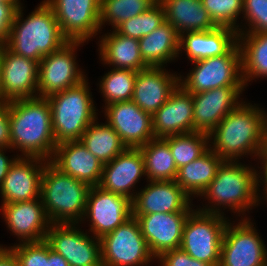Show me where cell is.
Listing matches in <instances>:
<instances>
[{
    "label": "cell",
    "instance_id": "cell-1",
    "mask_svg": "<svg viewBox=\"0 0 267 266\" xmlns=\"http://www.w3.org/2000/svg\"><path fill=\"white\" fill-rule=\"evenodd\" d=\"M244 103L241 101L209 134V140H213L210 149L223 161H238L246 154L261 160L267 113L255 105Z\"/></svg>",
    "mask_w": 267,
    "mask_h": 266
},
{
    "label": "cell",
    "instance_id": "cell-2",
    "mask_svg": "<svg viewBox=\"0 0 267 266\" xmlns=\"http://www.w3.org/2000/svg\"><path fill=\"white\" fill-rule=\"evenodd\" d=\"M11 149L22 157L50 161L56 145L52 129V111L47 98L35 97L10 101Z\"/></svg>",
    "mask_w": 267,
    "mask_h": 266
},
{
    "label": "cell",
    "instance_id": "cell-3",
    "mask_svg": "<svg viewBox=\"0 0 267 266\" xmlns=\"http://www.w3.org/2000/svg\"><path fill=\"white\" fill-rule=\"evenodd\" d=\"M22 9L21 5L17 9L5 45L12 52L39 63L44 56L57 51L68 40L62 35L55 14L45 1L26 19H23Z\"/></svg>",
    "mask_w": 267,
    "mask_h": 266
},
{
    "label": "cell",
    "instance_id": "cell-4",
    "mask_svg": "<svg viewBox=\"0 0 267 266\" xmlns=\"http://www.w3.org/2000/svg\"><path fill=\"white\" fill-rule=\"evenodd\" d=\"M239 161H223L219 166L215 178L210 182L200 196L206 197L213 204L205 208H198L202 212L224 214L220 206L229 207L234 213H245L250 207L258 205L260 172L237 163ZM258 173V174H257ZM211 201V202H210ZM217 205V207L215 206ZM219 206V207H218ZM227 206V207H226ZM236 212H235V211ZM221 212V213H220Z\"/></svg>",
    "mask_w": 267,
    "mask_h": 266
},
{
    "label": "cell",
    "instance_id": "cell-5",
    "mask_svg": "<svg viewBox=\"0 0 267 266\" xmlns=\"http://www.w3.org/2000/svg\"><path fill=\"white\" fill-rule=\"evenodd\" d=\"M90 188L45 161L40 197L51 224H79L84 218Z\"/></svg>",
    "mask_w": 267,
    "mask_h": 266
},
{
    "label": "cell",
    "instance_id": "cell-6",
    "mask_svg": "<svg viewBox=\"0 0 267 266\" xmlns=\"http://www.w3.org/2000/svg\"><path fill=\"white\" fill-rule=\"evenodd\" d=\"M87 81L47 97L56 145L79 141L89 125L98 119Z\"/></svg>",
    "mask_w": 267,
    "mask_h": 266
},
{
    "label": "cell",
    "instance_id": "cell-7",
    "mask_svg": "<svg viewBox=\"0 0 267 266\" xmlns=\"http://www.w3.org/2000/svg\"><path fill=\"white\" fill-rule=\"evenodd\" d=\"M226 219L193 209L185 220L180 248L196 260L219 266Z\"/></svg>",
    "mask_w": 267,
    "mask_h": 266
},
{
    "label": "cell",
    "instance_id": "cell-8",
    "mask_svg": "<svg viewBox=\"0 0 267 266\" xmlns=\"http://www.w3.org/2000/svg\"><path fill=\"white\" fill-rule=\"evenodd\" d=\"M192 63L195 68L187 74L186 78L179 76V84L192 94L219 87H245L238 43L225 55L209 57Z\"/></svg>",
    "mask_w": 267,
    "mask_h": 266
},
{
    "label": "cell",
    "instance_id": "cell-9",
    "mask_svg": "<svg viewBox=\"0 0 267 266\" xmlns=\"http://www.w3.org/2000/svg\"><path fill=\"white\" fill-rule=\"evenodd\" d=\"M100 242L102 266H147L155 258L133 215Z\"/></svg>",
    "mask_w": 267,
    "mask_h": 266
},
{
    "label": "cell",
    "instance_id": "cell-10",
    "mask_svg": "<svg viewBox=\"0 0 267 266\" xmlns=\"http://www.w3.org/2000/svg\"><path fill=\"white\" fill-rule=\"evenodd\" d=\"M82 43L84 42L68 41L57 51L42 58L38 64V97L47 98L86 79L75 62L74 52Z\"/></svg>",
    "mask_w": 267,
    "mask_h": 266
},
{
    "label": "cell",
    "instance_id": "cell-11",
    "mask_svg": "<svg viewBox=\"0 0 267 266\" xmlns=\"http://www.w3.org/2000/svg\"><path fill=\"white\" fill-rule=\"evenodd\" d=\"M227 223L219 266H267V249L252 222L246 217L237 225Z\"/></svg>",
    "mask_w": 267,
    "mask_h": 266
},
{
    "label": "cell",
    "instance_id": "cell-12",
    "mask_svg": "<svg viewBox=\"0 0 267 266\" xmlns=\"http://www.w3.org/2000/svg\"><path fill=\"white\" fill-rule=\"evenodd\" d=\"M75 225L51 224L45 240L69 266H102L100 239L89 236Z\"/></svg>",
    "mask_w": 267,
    "mask_h": 266
},
{
    "label": "cell",
    "instance_id": "cell-13",
    "mask_svg": "<svg viewBox=\"0 0 267 266\" xmlns=\"http://www.w3.org/2000/svg\"><path fill=\"white\" fill-rule=\"evenodd\" d=\"M44 1L52 8L62 35L68 41L86 42L100 31V0Z\"/></svg>",
    "mask_w": 267,
    "mask_h": 266
},
{
    "label": "cell",
    "instance_id": "cell-14",
    "mask_svg": "<svg viewBox=\"0 0 267 266\" xmlns=\"http://www.w3.org/2000/svg\"><path fill=\"white\" fill-rule=\"evenodd\" d=\"M88 217L90 230L95 238L101 239L115 230L132 216V201L122 195L91 186L82 221Z\"/></svg>",
    "mask_w": 267,
    "mask_h": 266
},
{
    "label": "cell",
    "instance_id": "cell-15",
    "mask_svg": "<svg viewBox=\"0 0 267 266\" xmlns=\"http://www.w3.org/2000/svg\"><path fill=\"white\" fill-rule=\"evenodd\" d=\"M38 64L2 45L1 98L12 101L38 97Z\"/></svg>",
    "mask_w": 267,
    "mask_h": 266
},
{
    "label": "cell",
    "instance_id": "cell-16",
    "mask_svg": "<svg viewBox=\"0 0 267 266\" xmlns=\"http://www.w3.org/2000/svg\"><path fill=\"white\" fill-rule=\"evenodd\" d=\"M107 123L116 131L127 148H140L155 138L152 115L132 100L105 106Z\"/></svg>",
    "mask_w": 267,
    "mask_h": 266
},
{
    "label": "cell",
    "instance_id": "cell-17",
    "mask_svg": "<svg viewBox=\"0 0 267 266\" xmlns=\"http://www.w3.org/2000/svg\"><path fill=\"white\" fill-rule=\"evenodd\" d=\"M192 210L190 196L175 180L149 181L132 201V215L190 213Z\"/></svg>",
    "mask_w": 267,
    "mask_h": 266
},
{
    "label": "cell",
    "instance_id": "cell-18",
    "mask_svg": "<svg viewBox=\"0 0 267 266\" xmlns=\"http://www.w3.org/2000/svg\"><path fill=\"white\" fill-rule=\"evenodd\" d=\"M245 87H219L192 94L193 132L210 134L239 103Z\"/></svg>",
    "mask_w": 267,
    "mask_h": 266
},
{
    "label": "cell",
    "instance_id": "cell-19",
    "mask_svg": "<svg viewBox=\"0 0 267 266\" xmlns=\"http://www.w3.org/2000/svg\"><path fill=\"white\" fill-rule=\"evenodd\" d=\"M45 160L38 157H21L10 166L0 186L2 204L30 201L40 198Z\"/></svg>",
    "mask_w": 267,
    "mask_h": 266
},
{
    "label": "cell",
    "instance_id": "cell-20",
    "mask_svg": "<svg viewBox=\"0 0 267 266\" xmlns=\"http://www.w3.org/2000/svg\"><path fill=\"white\" fill-rule=\"evenodd\" d=\"M1 212L8 229L22 242L46 239L51 222L45 212L42 199L2 204Z\"/></svg>",
    "mask_w": 267,
    "mask_h": 266
},
{
    "label": "cell",
    "instance_id": "cell-21",
    "mask_svg": "<svg viewBox=\"0 0 267 266\" xmlns=\"http://www.w3.org/2000/svg\"><path fill=\"white\" fill-rule=\"evenodd\" d=\"M188 215L189 213H150L133 216L138 219L142 235L156 259L166 251L180 248L183 226Z\"/></svg>",
    "mask_w": 267,
    "mask_h": 266
},
{
    "label": "cell",
    "instance_id": "cell-22",
    "mask_svg": "<svg viewBox=\"0 0 267 266\" xmlns=\"http://www.w3.org/2000/svg\"><path fill=\"white\" fill-rule=\"evenodd\" d=\"M146 176L143 155L139 148H126L113 160L103 164L99 187L104 191L125 196L131 201L135 192L131 189ZM131 192V193H130Z\"/></svg>",
    "mask_w": 267,
    "mask_h": 266
},
{
    "label": "cell",
    "instance_id": "cell-23",
    "mask_svg": "<svg viewBox=\"0 0 267 266\" xmlns=\"http://www.w3.org/2000/svg\"><path fill=\"white\" fill-rule=\"evenodd\" d=\"M163 68L148 67L137 72L132 101L150 115L165 104L179 85L180 77Z\"/></svg>",
    "mask_w": 267,
    "mask_h": 266
},
{
    "label": "cell",
    "instance_id": "cell-24",
    "mask_svg": "<svg viewBox=\"0 0 267 266\" xmlns=\"http://www.w3.org/2000/svg\"><path fill=\"white\" fill-rule=\"evenodd\" d=\"M155 138L193 133L192 93L180 84L165 104L152 115Z\"/></svg>",
    "mask_w": 267,
    "mask_h": 266
},
{
    "label": "cell",
    "instance_id": "cell-25",
    "mask_svg": "<svg viewBox=\"0 0 267 266\" xmlns=\"http://www.w3.org/2000/svg\"><path fill=\"white\" fill-rule=\"evenodd\" d=\"M50 162L61 172L90 186H98L103 164L79 141L58 144Z\"/></svg>",
    "mask_w": 267,
    "mask_h": 266
},
{
    "label": "cell",
    "instance_id": "cell-26",
    "mask_svg": "<svg viewBox=\"0 0 267 266\" xmlns=\"http://www.w3.org/2000/svg\"><path fill=\"white\" fill-rule=\"evenodd\" d=\"M238 34L229 27H216L208 31L184 32L180 35L179 48L191 62L225 55L236 43Z\"/></svg>",
    "mask_w": 267,
    "mask_h": 266
},
{
    "label": "cell",
    "instance_id": "cell-27",
    "mask_svg": "<svg viewBox=\"0 0 267 266\" xmlns=\"http://www.w3.org/2000/svg\"><path fill=\"white\" fill-rule=\"evenodd\" d=\"M165 12V19L181 35L184 32H198L215 29L202 0H158Z\"/></svg>",
    "mask_w": 267,
    "mask_h": 266
},
{
    "label": "cell",
    "instance_id": "cell-28",
    "mask_svg": "<svg viewBox=\"0 0 267 266\" xmlns=\"http://www.w3.org/2000/svg\"><path fill=\"white\" fill-rule=\"evenodd\" d=\"M138 41L141 57L148 67H163L182 53L180 35L167 21Z\"/></svg>",
    "mask_w": 267,
    "mask_h": 266
},
{
    "label": "cell",
    "instance_id": "cell-29",
    "mask_svg": "<svg viewBox=\"0 0 267 266\" xmlns=\"http://www.w3.org/2000/svg\"><path fill=\"white\" fill-rule=\"evenodd\" d=\"M100 58L105 64L116 69H129L138 72L148 68L140 54L139 41L119 34L115 29L112 33L100 38Z\"/></svg>",
    "mask_w": 267,
    "mask_h": 266
},
{
    "label": "cell",
    "instance_id": "cell-30",
    "mask_svg": "<svg viewBox=\"0 0 267 266\" xmlns=\"http://www.w3.org/2000/svg\"><path fill=\"white\" fill-rule=\"evenodd\" d=\"M222 162L209 148L202 156L179 168L175 181L190 197H198L215 178Z\"/></svg>",
    "mask_w": 267,
    "mask_h": 266
},
{
    "label": "cell",
    "instance_id": "cell-31",
    "mask_svg": "<svg viewBox=\"0 0 267 266\" xmlns=\"http://www.w3.org/2000/svg\"><path fill=\"white\" fill-rule=\"evenodd\" d=\"M237 43L241 52V73L244 86L254 78L264 76L266 78L267 33H240Z\"/></svg>",
    "mask_w": 267,
    "mask_h": 266
},
{
    "label": "cell",
    "instance_id": "cell-32",
    "mask_svg": "<svg viewBox=\"0 0 267 266\" xmlns=\"http://www.w3.org/2000/svg\"><path fill=\"white\" fill-rule=\"evenodd\" d=\"M139 149L143 155L148 181L176 180L178 169L164 138H153Z\"/></svg>",
    "mask_w": 267,
    "mask_h": 266
},
{
    "label": "cell",
    "instance_id": "cell-33",
    "mask_svg": "<svg viewBox=\"0 0 267 266\" xmlns=\"http://www.w3.org/2000/svg\"><path fill=\"white\" fill-rule=\"evenodd\" d=\"M94 120L82 134L80 142L102 163H108L127 147L116 131L106 122Z\"/></svg>",
    "mask_w": 267,
    "mask_h": 266
},
{
    "label": "cell",
    "instance_id": "cell-34",
    "mask_svg": "<svg viewBox=\"0 0 267 266\" xmlns=\"http://www.w3.org/2000/svg\"><path fill=\"white\" fill-rule=\"evenodd\" d=\"M168 142L177 169L202 156L210 147L209 135L193 132L164 137Z\"/></svg>",
    "mask_w": 267,
    "mask_h": 266
},
{
    "label": "cell",
    "instance_id": "cell-35",
    "mask_svg": "<svg viewBox=\"0 0 267 266\" xmlns=\"http://www.w3.org/2000/svg\"><path fill=\"white\" fill-rule=\"evenodd\" d=\"M158 0H100V28L109 22L116 29L122 22L148 10Z\"/></svg>",
    "mask_w": 267,
    "mask_h": 266
},
{
    "label": "cell",
    "instance_id": "cell-36",
    "mask_svg": "<svg viewBox=\"0 0 267 266\" xmlns=\"http://www.w3.org/2000/svg\"><path fill=\"white\" fill-rule=\"evenodd\" d=\"M137 72L129 69H111L100 81L99 89L106 104L132 100Z\"/></svg>",
    "mask_w": 267,
    "mask_h": 266
},
{
    "label": "cell",
    "instance_id": "cell-37",
    "mask_svg": "<svg viewBox=\"0 0 267 266\" xmlns=\"http://www.w3.org/2000/svg\"><path fill=\"white\" fill-rule=\"evenodd\" d=\"M166 21L162 4L157 1L143 13L122 22L115 30L126 37L140 40Z\"/></svg>",
    "mask_w": 267,
    "mask_h": 266
},
{
    "label": "cell",
    "instance_id": "cell-38",
    "mask_svg": "<svg viewBox=\"0 0 267 266\" xmlns=\"http://www.w3.org/2000/svg\"><path fill=\"white\" fill-rule=\"evenodd\" d=\"M204 8L217 27H229L237 31V17L243 12V0H202Z\"/></svg>",
    "mask_w": 267,
    "mask_h": 266
},
{
    "label": "cell",
    "instance_id": "cell-39",
    "mask_svg": "<svg viewBox=\"0 0 267 266\" xmlns=\"http://www.w3.org/2000/svg\"><path fill=\"white\" fill-rule=\"evenodd\" d=\"M19 266H47L48 242L41 240L37 242H22L9 247Z\"/></svg>",
    "mask_w": 267,
    "mask_h": 266
},
{
    "label": "cell",
    "instance_id": "cell-40",
    "mask_svg": "<svg viewBox=\"0 0 267 266\" xmlns=\"http://www.w3.org/2000/svg\"><path fill=\"white\" fill-rule=\"evenodd\" d=\"M243 18L248 23V31L240 33H267V0H243Z\"/></svg>",
    "mask_w": 267,
    "mask_h": 266
},
{
    "label": "cell",
    "instance_id": "cell-41",
    "mask_svg": "<svg viewBox=\"0 0 267 266\" xmlns=\"http://www.w3.org/2000/svg\"><path fill=\"white\" fill-rule=\"evenodd\" d=\"M161 266H212L189 256L181 248L162 253L158 258Z\"/></svg>",
    "mask_w": 267,
    "mask_h": 266
},
{
    "label": "cell",
    "instance_id": "cell-42",
    "mask_svg": "<svg viewBox=\"0 0 267 266\" xmlns=\"http://www.w3.org/2000/svg\"><path fill=\"white\" fill-rule=\"evenodd\" d=\"M18 6L14 2L0 1V44L7 43L10 28L14 21Z\"/></svg>",
    "mask_w": 267,
    "mask_h": 266
},
{
    "label": "cell",
    "instance_id": "cell-43",
    "mask_svg": "<svg viewBox=\"0 0 267 266\" xmlns=\"http://www.w3.org/2000/svg\"><path fill=\"white\" fill-rule=\"evenodd\" d=\"M10 101L0 98V147L11 148L10 121H9Z\"/></svg>",
    "mask_w": 267,
    "mask_h": 266
},
{
    "label": "cell",
    "instance_id": "cell-44",
    "mask_svg": "<svg viewBox=\"0 0 267 266\" xmlns=\"http://www.w3.org/2000/svg\"><path fill=\"white\" fill-rule=\"evenodd\" d=\"M4 149V150H3ZM6 147H0V186L6 175L8 174L10 166L16 161L17 158L9 159L5 154Z\"/></svg>",
    "mask_w": 267,
    "mask_h": 266
},
{
    "label": "cell",
    "instance_id": "cell-45",
    "mask_svg": "<svg viewBox=\"0 0 267 266\" xmlns=\"http://www.w3.org/2000/svg\"><path fill=\"white\" fill-rule=\"evenodd\" d=\"M0 266H19L13 251L0 245Z\"/></svg>",
    "mask_w": 267,
    "mask_h": 266
},
{
    "label": "cell",
    "instance_id": "cell-46",
    "mask_svg": "<svg viewBox=\"0 0 267 266\" xmlns=\"http://www.w3.org/2000/svg\"><path fill=\"white\" fill-rule=\"evenodd\" d=\"M47 266H69L65 258L51 249L49 243Z\"/></svg>",
    "mask_w": 267,
    "mask_h": 266
},
{
    "label": "cell",
    "instance_id": "cell-47",
    "mask_svg": "<svg viewBox=\"0 0 267 266\" xmlns=\"http://www.w3.org/2000/svg\"><path fill=\"white\" fill-rule=\"evenodd\" d=\"M262 160V167L263 168V175L261 174L262 177H260V180H262L263 182H267V158H261ZM264 177V178H263Z\"/></svg>",
    "mask_w": 267,
    "mask_h": 266
},
{
    "label": "cell",
    "instance_id": "cell-48",
    "mask_svg": "<svg viewBox=\"0 0 267 266\" xmlns=\"http://www.w3.org/2000/svg\"><path fill=\"white\" fill-rule=\"evenodd\" d=\"M261 158H267V120L265 125V144H264V150Z\"/></svg>",
    "mask_w": 267,
    "mask_h": 266
},
{
    "label": "cell",
    "instance_id": "cell-49",
    "mask_svg": "<svg viewBox=\"0 0 267 266\" xmlns=\"http://www.w3.org/2000/svg\"><path fill=\"white\" fill-rule=\"evenodd\" d=\"M2 2H14L18 7L21 5L19 0H0Z\"/></svg>",
    "mask_w": 267,
    "mask_h": 266
},
{
    "label": "cell",
    "instance_id": "cell-50",
    "mask_svg": "<svg viewBox=\"0 0 267 266\" xmlns=\"http://www.w3.org/2000/svg\"><path fill=\"white\" fill-rule=\"evenodd\" d=\"M1 59H2V45L0 44V74H1ZM0 98H1V88H0Z\"/></svg>",
    "mask_w": 267,
    "mask_h": 266
},
{
    "label": "cell",
    "instance_id": "cell-51",
    "mask_svg": "<svg viewBox=\"0 0 267 266\" xmlns=\"http://www.w3.org/2000/svg\"><path fill=\"white\" fill-rule=\"evenodd\" d=\"M264 186H265L264 187L265 190L263 189V191H265V193H264L265 197L264 198H266V200H267V182H264Z\"/></svg>",
    "mask_w": 267,
    "mask_h": 266
}]
</instances>
